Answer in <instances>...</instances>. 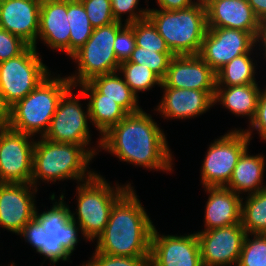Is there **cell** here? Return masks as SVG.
Masks as SVG:
<instances>
[{
    "mask_svg": "<svg viewBox=\"0 0 266 266\" xmlns=\"http://www.w3.org/2000/svg\"><path fill=\"white\" fill-rule=\"evenodd\" d=\"M165 136L152 116L141 109L128 113L112 126L101 136L98 147L112 153L120 161L171 172L173 157Z\"/></svg>",
    "mask_w": 266,
    "mask_h": 266,
    "instance_id": "1",
    "label": "cell"
},
{
    "mask_svg": "<svg viewBox=\"0 0 266 266\" xmlns=\"http://www.w3.org/2000/svg\"><path fill=\"white\" fill-rule=\"evenodd\" d=\"M152 223L130 187L113 205L95 251L112 256L150 257Z\"/></svg>",
    "mask_w": 266,
    "mask_h": 266,
    "instance_id": "2",
    "label": "cell"
},
{
    "mask_svg": "<svg viewBox=\"0 0 266 266\" xmlns=\"http://www.w3.org/2000/svg\"><path fill=\"white\" fill-rule=\"evenodd\" d=\"M40 138L35 141L33 150L31 184L34 187L37 188L38 180L48 183L72 179L80 183L96 174L88 170V165L96 155L98 147L90 149L87 146L56 143Z\"/></svg>",
    "mask_w": 266,
    "mask_h": 266,
    "instance_id": "3",
    "label": "cell"
},
{
    "mask_svg": "<svg viewBox=\"0 0 266 266\" xmlns=\"http://www.w3.org/2000/svg\"><path fill=\"white\" fill-rule=\"evenodd\" d=\"M71 86L68 77L49 75L25 98L8 109L7 126L32 137L38 133L44 137L60 98Z\"/></svg>",
    "mask_w": 266,
    "mask_h": 266,
    "instance_id": "4",
    "label": "cell"
},
{
    "mask_svg": "<svg viewBox=\"0 0 266 266\" xmlns=\"http://www.w3.org/2000/svg\"><path fill=\"white\" fill-rule=\"evenodd\" d=\"M174 55H198L207 31L204 0L179 10L149 9L147 16Z\"/></svg>",
    "mask_w": 266,
    "mask_h": 266,
    "instance_id": "5",
    "label": "cell"
},
{
    "mask_svg": "<svg viewBox=\"0 0 266 266\" xmlns=\"http://www.w3.org/2000/svg\"><path fill=\"white\" fill-rule=\"evenodd\" d=\"M76 187L77 213L71 211V219H77L76 223L85 239L95 241L105 230L113 205L131 187V183L111 187L100 173H96Z\"/></svg>",
    "mask_w": 266,
    "mask_h": 266,
    "instance_id": "6",
    "label": "cell"
},
{
    "mask_svg": "<svg viewBox=\"0 0 266 266\" xmlns=\"http://www.w3.org/2000/svg\"><path fill=\"white\" fill-rule=\"evenodd\" d=\"M123 26L122 22L116 21L93 29L86 43L70 56L78 64L77 75L67 76L73 87L95 76L119 71L120 62L113 45L117 32Z\"/></svg>",
    "mask_w": 266,
    "mask_h": 266,
    "instance_id": "7",
    "label": "cell"
},
{
    "mask_svg": "<svg viewBox=\"0 0 266 266\" xmlns=\"http://www.w3.org/2000/svg\"><path fill=\"white\" fill-rule=\"evenodd\" d=\"M36 50L29 46L19 56L0 62V98L7 109L51 75Z\"/></svg>",
    "mask_w": 266,
    "mask_h": 266,
    "instance_id": "8",
    "label": "cell"
},
{
    "mask_svg": "<svg viewBox=\"0 0 266 266\" xmlns=\"http://www.w3.org/2000/svg\"><path fill=\"white\" fill-rule=\"evenodd\" d=\"M251 128L231 130L209 145L201 168L203 187H226L238 159L252 140Z\"/></svg>",
    "mask_w": 266,
    "mask_h": 266,
    "instance_id": "9",
    "label": "cell"
},
{
    "mask_svg": "<svg viewBox=\"0 0 266 266\" xmlns=\"http://www.w3.org/2000/svg\"><path fill=\"white\" fill-rule=\"evenodd\" d=\"M71 86L60 98L56 112L43 138L56 143H73L88 146L91 141L88 120L90 115L88 105L86 112L80 104L82 92L74 96Z\"/></svg>",
    "mask_w": 266,
    "mask_h": 266,
    "instance_id": "10",
    "label": "cell"
},
{
    "mask_svg": "<svg viewBox=\"0 0 266 266\" xmlns=\"http://www.w3.org/2000/svg\"><path fill=\"white\" fill-rule=\"evenodd\" d=\"M32 136L4 126L0 128V183H31Z\"/></svg>",
    "mask_w": 266,
    "mask_h": 266,
    "instance_id": "11",
    "label": "cell"
},
{
    "mask_svg": "<svg viewBox=\"0 0 266 266\" xmlns=\"http://www.w3.org/2000/svg\"><path fill=\"white\" fill-rule=\"evenodd\" d=\"M256 36L239 29L207 27L199 56L217 72L233 58L253 53Z\"/></svg>",
    "mask_w": 266,
    "mask_h": 266,
    "instance_id": "12",
    "label": "cell"
},
{
    "mask_svg": "<svg viewBox=\"0 0 266 266\" xmlns=\"http://www.w3.org/2000/svg\"><path fill=\"white\" fill-rule=\"evenodd\" d=\"M203 266L237 265L246 235L241 224L196 233Z\"/></svg>",
    "mask_w": 266,
    "mask_h": 266,
    "instance_id": "13",
    "label": "cell"
},
{
    "mask_svg": "<svg viewBox=\"0 0 266 266\" xmlns=\"http://www.w3.org/2000/svg\"><path fill=\"white\" fill-rule=\"evenodd\" d=\"M185 235H160L154 226L149 266H203L196 233Z\"/></svg>",
    "mask_w": 266,
    "mask_h": 266,
    "instance_id": "14",
    "label": "cell"
},
{
    "mask_svg": "<svg viewBox=\"0 0 266 266\" xmlns=\"http://www.w3.org/2000/svg\"><path fill=\"white\" fill-rule=\"evenodd\" d=\"M32 187L31 183H0V227L19 234L34 218L38 190Z\"/></svg>",
    "mask_w": 266,
    "mask_h": 266,
    "instance_id": "15",
    "label": "cell"
},
{
    "mask_svg": "<svg viewBox=\"0 0 266 266\" xmlns=\"http://www.w3.org/2000/svg\"><path fill=\"white\" fill-rule=\"evenodd\" d=\"M161 87L216 90V72L199 55H175Z\"/></svg>",
    "mask_w": 266,
    "mask_h": 266,
    "instance_id": "16",
    "label": "cell"
},
{
    "mask_svg": "<svg viewBox=\"0 0 266 266\" xmlns=\"http://www.w3.org/2000/svg\"><path fill=\"white\" fill-rule=\"evenodd\" d=\"M40 0H0V28L37 48Z\"/></svg>",
    "mask_w": 266,
    "mask_h": 266,
    "instance_id": "17",
    "label": "cell"
},
{
    "mask_svg": "<svg viewBox=\"0 0 266 266\" xmlns=\"http://www.w3.org/2000/svg\"><path fill=\"white\" fill-rule=\"evenodd\" d=\"M207 27L239 29L258 35L261 21L247 0H204Z\"/></svg>",
    "mask_w": 266,
    "mask_h": 266,
    "instance_id": "18",
    "label": "cell"
},
{
    "mask_svg": "<svg viewBox=\"0 0 266 266\" xmlns=\"http://www.w3.org/2000/svg\"><path fill=\"white\" fill-rule=\"evenodd\" d=\"M164 89L162 101L157 106L164 118L185 119L194 118L207 112L214 106L215 91H203L194 89H177L161 87Z\"/></svg>",
    "mask_w": 266,
    "mask_h": 266,
    "instance_id": "19",
    "label": "cell"
},
{
    "mask_svg": "<svg viewBox=\"0 0 266 266\" xmlns=\"http://www.w3.org/2000/svg\"><path fill=\"white\" fill-rule=\"evenodd\" d=\"M48 47L70 56V26L67 20V2H41L37 39Z\"/></svg>",
    "mask_w": 266,
    "mask_h": 266,
    "instance_id": "20",
    "label": "cell"
},
{
    "mask_svg": "<svg viewBox=\"0 0 266 266\" xmlns=\"http://www.w3.org/2000/svg\"><path fill=\"white\" fill-rule=\"evenodd\" d=\"M204 190L209 197L205 208V229L202 231L241 224L242 196L226 187H204Z\"/></svg>",
    "mask_w": 266,
    "mask_h": 266,
    "instance_id": "21",
    "label": "cell"
},
{
    "mask_svg": "<svg viewBox=\"0 0 266 266\" xmlns=\"http://www.w3.org/2000/svg\"><path fill=\"white\" fill-rule=\"evenodd\" d=\"M64 194L62 193L58 202L48 211L38 213L37 208L34 218L43 225L48 234H52L61 243L64 250L71 256L75 250L78 240V232L81 231L76 221L71 219V210L64 204Z\"/></svg>",
    "mask_w": 266,
    "mask_h": 266,
    "instance_id": "22",
    "label": "cell"
},
{
    "mask_svg": "<svg viewBox=\"0 0 266 266\" xmlns=\"http://www.w3.org/2000/svg\"><path fill=\"white\" fill-rule=\"evenodd\" d=\"M82 96L89 97L88 105L90 123L104 135L112 126L118 124L128 114L118 103L110 98H103L89 81L80 85Z\"/></svg>",
    "mask_w": 266,
    "mask_h": 266,
    "instance_id": "23",
    "label": "cell"
},
{
    "mask_svg": "<svg viewBox=\"0 0 266 266\" xmlns=\"http://www.w3.org/2000/svg\"><path fill=\"white\" fill-rule=\"evenodd\" d=\"M264 157L263 154L250 155L246 149L238 159L226 188L238 195L243 192H248L247 195L255 194L265 189L266 185L262 182L265 171Z\"/></svg>",
    "mask_w": 266,
    "mask_h": 266,
    "instance_id": "24",
    "label": "cell"
},
{
    "mask_svg": "<svg viewBox=\"0 0 266 266\" xmlns=\"http://www.w3.org/2000/svg\"><path fill=\"white\" fill-rule=\"evenodd\" d=\"M261 89L258 83L237 86H216L214 105L220 102L234 115L247 116L249 124L253 120Z\"/></svg>",
    "mask_w": 266,
    "mask_h": 266,
    "instance_id": "25",
    "label": "cell"
},
{
    "mask_svg": "<svg viewBox=\"0 0 266 266\" xmlns=\"http://www.w3.org/2000/svg\"><path fill=\"white\" fill-rule=\"evenodd\" d=\"M119 72L98 75L89 82L101 93L103 98H110L118 103L127 113H135L142 108L138 106V97L125 82L118 76Z\"/></svg>",
    "mask_w": 266,
    "mask_h": 266,
    "instance_id": "26",
    "label": "cell"
},
{
    "mask_svg": "<svg viewBox=\"0 0 266 266\" xmlns=\"http://www.w3.org/2000/svg\"><path fill=\"white\" fill-rule=\"evenodd\" d=\"M251 52L233 58L216 72V86H237L257 83Z\"/></svg>",
    "mask_w": 266,
    "mask_h": 266,
    "instance_id": "27",
    "label": "cell"
},
{
    "mask_svg": "<svg viewBox=\"0 0 266 266\" xmlns=\"http://www.w3.org/2000/svg\"><path fill=\"white\" fill-rule=\"evenodd\" d=\"M241 201V225L246 233L266 234V188Z\"/></svg>",
    "mask_w": 266,
    "mask_h": 266,
    "instance_id": "28",
    "label": "cell"
},
{
    "mask_svg": "<svg viewBox=\"0 0 266 266\" xmlns=\"http://www.w3.org/2000/svg\"><path fill=\"white\" fill-rule=\"evenodd\" d=\"M67 20L70 26V56L91 37L93 27L80 0L67 2Z\"/></svg>",
    "mask_w": 266,
    "mask_h": 266,
    "instance_id": "29",
    "label": "cell"
},
{
    "mask_svg": "<svg viewBox=\"0 0 266 266\" xmlns=\"http://www.w3.org/2000/svg\"><path fill=\"white\" fill-rule=\"evenodd\" d=\"M118 72L123 74L125 82L137 97L138 92L151 90L155 85L160 87L162 85V79L156 73L138 63L121 62Z\"/></svg>",
    "mask_w": 266,
    "mask_h": 266,
    "instance_id": "30",
    "label": "cell"
},
{
    "mask_svg": "<svg viewBox=\"0 0 266 266\" xmlns=\"http://www.w3.org/2000/svg\"><path fill=\"white\" fill-rule=\"evenodd\" d=\"M130 25L134 31L136 46L156 50L158 53H172L164 38L158 33L157 28L148 17L130 23Z\"/></svg>",
    "mask_w": 266,
    "mask_h": 266,
    "instance_id": "31",
    "label": "cell"
},
{
    "mask_svg": "<svg viewBox=\"0 0 266 266\" xmlns=\"http://www.w3.org/2000/svg\"><path fill=\"white\" fill-rule=\"evenodd\" d=\"M249 236L246 233L237 266H266V234Z\"/></svg>",
    "mask_w": 266,
    "mask_h": 266,
    "instance_id": "32",
    "label": "cell"
},
{
    "mask_svg": "<svg viewBox=\"0 0 266 266\" xmlns=\"http://www.w3.org/2000/svg\"><path fill=\"white\" fill-rule=\"evenodd\" d=\"M174 56L173 53H158L156 50L136 46L131 57L124 62H133L144 65V67H148L163 79L169 68L170 60Z\"/></svg>",
    "mask_w": 266,
    "mask_h": 266,
    "instance_id": "33",
    "label": "cell"
},
{
    "mask_svg": "<svg viewBox=\"0 0 266 266\" xmlns=\"http://www.w3.org/2000/svg\"><path fill=\"white\" fill-rule=\"evenodd\" d=\"M92 27L98 28L116 22L112 13L111 0H80Z\"/></svg>",
    "mask_w": 266,
    "mask_h": 266,
    "instance_id": "34",
    "label": "cell"
},
{
    "mask_svg": "<svg viewBox=\"0 0 266 266\" xmlns=\"http://www.w3.org/2000/svg\"><path fill=\"white\" fill-rule=\"evenodd\" d=\"M82 266H149L150 257H123L94 252Z\"/></svg>",
    "mask_w": 266,
    "mask_h": 266,
    "instance_id": "35",
    "label": "cell"
},
{
    "mask_svg": "<svg viewBox=\"0 0 266 266\" xmlns=\"http://www.w3.org/2000/svg\"><path fill=\"white\" fill-rule=\"evenodd\" d=\"M138 2L139 0H111V8L115 21L123 22L121 21L123 13L124 15L125 13H129L127 16L128 18L125 20V24L134 23L147 18L149 8L142 10L137 9Z\"/></svg>",
    "mask_w": 266,
    "mask_h": 266,
    "instance_id": "36",
    "label": "cell"
},
{
    "mask_svg": "<svg viewBox=\"0 0 266 266\" xmlns=\"http://www.w3.org/2000/svg\"><path fill=\"white\" fill-rule=\"evenodd\" d=\"M113 46L117 60L120 63L127 61L131 57L136 47V39L130 24L124 23V26L117 32Z\"/></svg>",
    "mask_w": 266,
    "mask_h": 266,
    "instance_id": "37",
    "label": "cell"
},
{
    "mask_svg": "<svg viewBox=\"0 0 266 266\" xmlns=\"http://www.w3.org/2000/svg\"><path fill=\"white\" fill-rule=\"evenodd\" d=\"M28 47L21 38L0 28V62L19 56Z\"/></svg>",
    "mask_w": 266,
    "mask_h": 266,
    "instance_id": "38",
    "label": "cell"
},
{
    "mask_svg": "<svg viewBox=\"0 0 266 266\" xmlns=\"http://www.w3.org/2000/svg\"><path fill=\"white\" fill-rule=\"evenodd\" d=\"M50 260V264H56L58 261H68L70 255L64 250L61 243H57V240L45 231L44 245L38 252Z\"/></svg>",
    "mask_w": 266,
    "mask_h": 266,
    "instance_id": "39",
    "label": "cell"
},
{
    "mask_svg": "<svg viewBox=\"0 0 266 266\" xmlns=\"http://www.w3.org/2000/svg\"><path fill=\"white\" fill-rule=\"evenodd\" d=\"M18 235H22L25 241L35 248L37 253L42 248V245H44L45 230L43 225L35 218L29 221Z\"/></svg>",
    "mask_w": 266,
    "mask_h": 266,
    "instance_id": "40",
    "label": "cell"
},
{
    "mask_svg": "<svg viewBox=\"0 0 266 266\" xmlns=\"http://www.w3.org/2000/svg\"><path fill=\"white\" fill-rule=\"evenodd\" d=\"M250 127L258 131L259 137L266 141V89L261 90L257 109L253 120L250 122Z\"/></svg>",
    "mask_w": 266,
    "mask_h": 266,
    "instance_id": "41",
    "label": "cell"
},
{
    "mask_svg": "<svg viewBox=\"0 0 266 266\" xmlns=\"http://www.w3.org/2000/svg\"><path fill=\"white\" fill-rule=\"evenodd\" d=\"M156 2L161 10L186 9L196 3L195 0H157Z\"/></svg>",
    "mask_w": 266,
    "mask_h": 266,
    "instance_id": "42",
    "label": "cell"
},
{
    "mask_svg": "<svg viewBox=\"0 0 266 266\" xmlns=\"http://www.w3.org/2000/svg\"><path fill=\"white\" fill-rule=\"evenodd\" d=\"M260 21L266 20V0H247Z\"/></svg>",
    "mask_w": 266,
    "mask_h": 266,
    "instance_id": "43",
    "label": "cell"
},
{
    "mask_svg": "<svg viewBox=\"0 0 266 266\" xmlns=\"http://www.w3.org/2000/svg\"><path fill=\"white\" fill-rule=\"evenodd\" d=\"M258 43H259V47L260 45L262 46L261 48H263V51L265 52L263 53V55H265L266 57V20H263L260 23L258 35L256 37V45Z\"/></svg>",
    "mask_w": 266,
    "mask_h": 266,
    "instance_id": "44",
    "label": "cell"
},
{
    "mask_svg": "<svg viewBox=\"0 0 266 266\" xmlns=\"http://www.w3.org/2000/svg\"><path fill=\"white\" fill-rule=\"evenodd\" d=\"M8 122V109L2 104L0 98V128L7 126Z\"/></svg>",
    "mask_w": 266,
    "mask_h": 266,
    "instance_id": "45",
    "label": "cell"
},
{
    "mask_svg": "<svg viewBox=\"0 0 266 266\" xmlns=\"http://www.w3.org/2000/svg\"><path fill=\"white\" fill-rule=\"evenodd\" d=\"M41 2H46V1H59V2H71L75 0H40Z\"/></svg>",
    "mask_w": 266,
    "mask_h": 266,
    "instance_id": "46",
    "label": "cell"
}]
</instances>
